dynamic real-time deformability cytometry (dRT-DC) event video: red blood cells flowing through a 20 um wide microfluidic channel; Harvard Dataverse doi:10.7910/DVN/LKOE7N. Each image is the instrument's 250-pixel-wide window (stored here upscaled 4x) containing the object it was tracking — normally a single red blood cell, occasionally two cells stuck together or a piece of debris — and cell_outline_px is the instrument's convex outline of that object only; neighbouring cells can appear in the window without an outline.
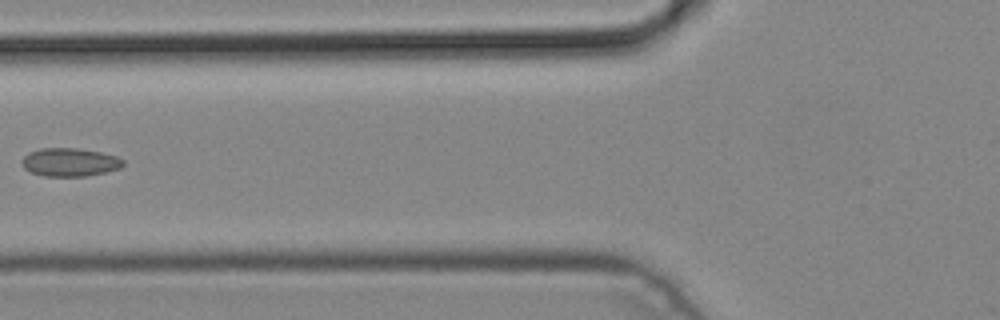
{"species": "common noctule bat (a hibernating species)", "species_latin": "Nyctalus noctula", "temperature_condition": "cold", "stored_images_in_passage": 4, "camera_frame_rate_fps": 3000, "um_per_image_px": 0.085, "animal": {"sex": "male", "body_mass_g": 19.2, "forearm_length_mm": 51.8}, "frame": {"image": 1, "passage_image": 4, "time_ms": 1.0, "image_size_px": [1000, 320], "cell_outline_px": [[124, 164], [120, 168], [104, 172], [84, 176], [44, 176], [32, 172], [24, 168], [20, 164], [20, 160], [28, 152], [40, 148], [76, 148], [100, 152], [116, 156], [124, 160]], "centroid_in_image_um": [5.89, 13.78], "position_along_channel_um": 119.9, "area_um2": 16.7}}